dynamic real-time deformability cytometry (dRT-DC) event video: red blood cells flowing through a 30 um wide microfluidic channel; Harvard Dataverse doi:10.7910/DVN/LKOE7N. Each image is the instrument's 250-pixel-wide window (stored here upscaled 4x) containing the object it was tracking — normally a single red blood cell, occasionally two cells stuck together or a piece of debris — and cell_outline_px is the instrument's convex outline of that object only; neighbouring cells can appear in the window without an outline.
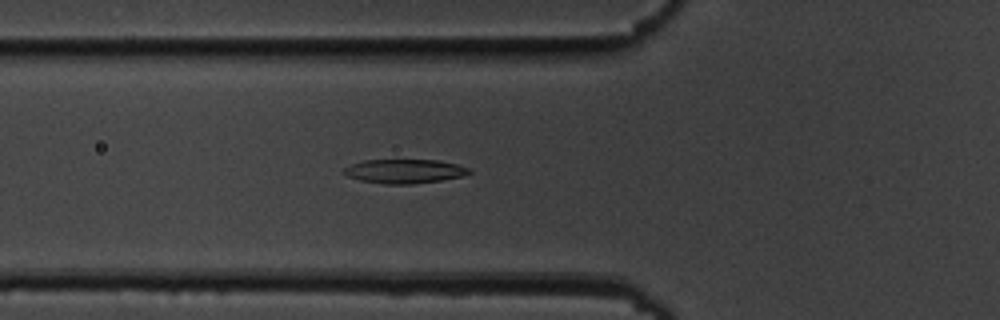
{"species": "common noctule bat (a hibernating species)", "species_latin": "Nyctalus noctula", "temperature_condition": "cold", "stored_images_in_passage": 55, "camera_frame_rate_fps": 3000, "um_per_image_px": 0.085, "animal": {"sex": "male", "body_mass_g": 19.5, "forearm_length_mm": 54.6}, "frame": {"image": 1, "passage_image": 20, "time_ms": 6.333, "image_size_px": [1000, 320], "cell_outline_px": [[472, 172], [464, 176], [440, 180], [412, 184], [384, 184], [360, 180], [348, 176], [340, 172], [344, 168], [352, 164], [364, 160], [436, 160], [456, 164], [468, 168]], "centroid_in_image_um": [34.36, 14.56], "position_along_channel_um": 91.4, "area_um2": 17.51}}
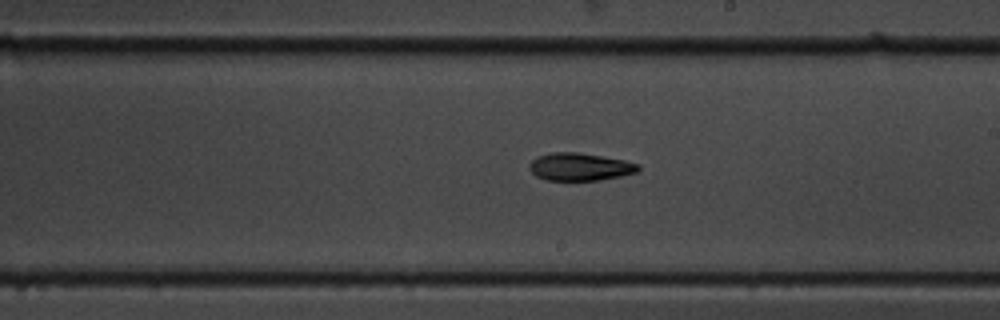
{"frame": {"image": 2, "passage_image": 32, "time_ms": 10.333, "image_size_px": [1000, 320], "cell_outline_px": [[640, 168], [636, 172], [620, 176], [600, 180], [544, 180], [536, 176], [528, 168], [528, 164], [536, 156], [552, 152], [576, 152], [624, 160], [640, 164]], "centroid_in_image_um": [49.25, 14.18], "position_along_channel_um": 239.8, "area_um2": 17.57}}
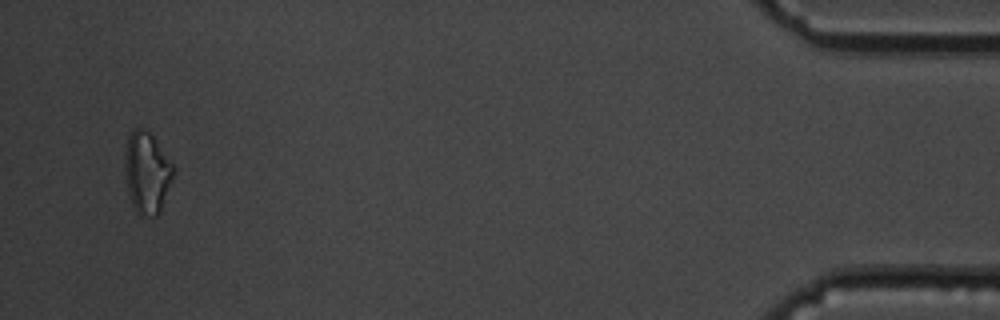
{"frame": {"image": 3, "passage_image": 53, "time_ms": 17.333, "image_size_px": [1000, 320], "cell_outline_px": [[172, 180], [160, 212], [156, 216], [140, 216], [136, 212], [132, 204], [128, 192], [124, 168], [124, 156], [128, 136], [136, 128], [140, 128], [148, 132], [152, 136], [172, 164]], "centroid_in_image_um": [12.45, 14.72], "position_along_channel_um": 422.7, "area_um2": 22.66}, "authors_computed_cell_mechanics": {"area_um2": 18.0914, "velocity_mm_per_s": 3.6984, "shape_relaxation_time_tau1_ms": 5.5259, "shape_relaxation_time_tau2_ms": null, "deformation_change_tau1": 0.1413, "deformation_change_tau2": null}}